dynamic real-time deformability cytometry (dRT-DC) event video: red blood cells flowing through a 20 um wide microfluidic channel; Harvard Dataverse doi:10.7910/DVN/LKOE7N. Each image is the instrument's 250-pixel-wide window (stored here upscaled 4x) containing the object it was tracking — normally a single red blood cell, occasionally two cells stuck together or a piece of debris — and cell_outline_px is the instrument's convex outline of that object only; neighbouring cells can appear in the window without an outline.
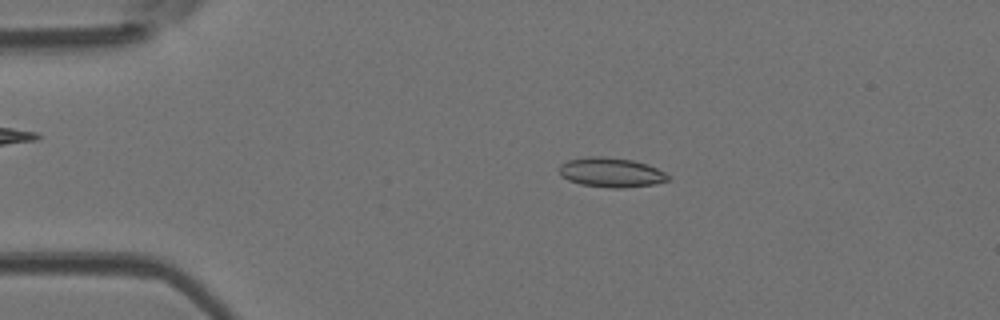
{"species": "Egyptian fruit bat (a non-hibernating species)", "species_latin": "Rousettus aegyptiacus", "temperature_condition": "room temperature", "stored_images_in_passage": 51, "camera_frame_rate_fps": 3000, "um_per_image_px": 0.085, "animal": {"sex": "female"}, "frame": {"image": 1, "passage_image": 10, "time_ms": 3.0, "image_size_px": [1000, 320], "cell_outline_px": [[668, 180], [652, 184], [624, 188], [612, 188], [580, 184], [568, 180], [560, 176], [560, 164], [568, 160], [588, 156], [600, 156], [632, 160], [648, 164], [664, 172], [668, 176]], "centroid_in_image_um": [51.9, 14.65], "position_along_channel_um": 33.1, "area_um2": 18.61}}
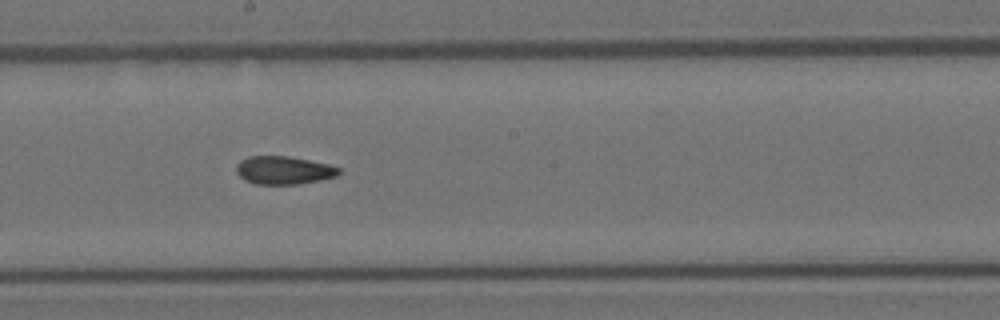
{"frame": {"image": 2, "passage_image": 28, "time_ms": 9.0, "image_size_px": [1000, 320], "cell_outline_px": [[340, 172], [336, 176], [320, 180], [296, 184], [256, 184], [244, 180], [236, 172], [236, 164], [240, 160], [248, 156], [288, 156], [328, 164], [340, 168]], "centroid_in_image_um": [24.08, 14.47], "position_along_channel_um": 224.1, "area_um2": 16.76}}
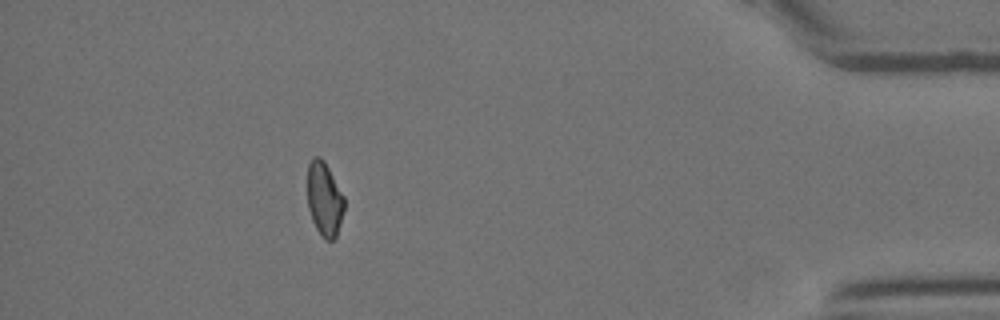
{"frame": {"image": 3, "passage_image": 46, "time_ms": 15.0, "image_size_px": [1000, 320], "cell_outline_px": [[344, 208], [340, 224], [336, 236], [332, 240], [324, 240], [316, 228], [312, 220], [308, 208], [308, 164], [316, 156], [320, 156], [324, 160], [344, 196]], "centroid_in_image_um": [27.57, 16.93], "position_along_channel_um": 407.6, "area_um2": 15.78}, "authors_computed_cell_mechanics": {"area_um2": 17.1088, "velocity_mm_per_s": 3.9245, "shape_relaxation_time_tau1_ms": null, "shape_relaxation_time_tau2_ms": 2.9828, "deformation_change_tau1": null, "deformation_change_tau2": 0.0859}}